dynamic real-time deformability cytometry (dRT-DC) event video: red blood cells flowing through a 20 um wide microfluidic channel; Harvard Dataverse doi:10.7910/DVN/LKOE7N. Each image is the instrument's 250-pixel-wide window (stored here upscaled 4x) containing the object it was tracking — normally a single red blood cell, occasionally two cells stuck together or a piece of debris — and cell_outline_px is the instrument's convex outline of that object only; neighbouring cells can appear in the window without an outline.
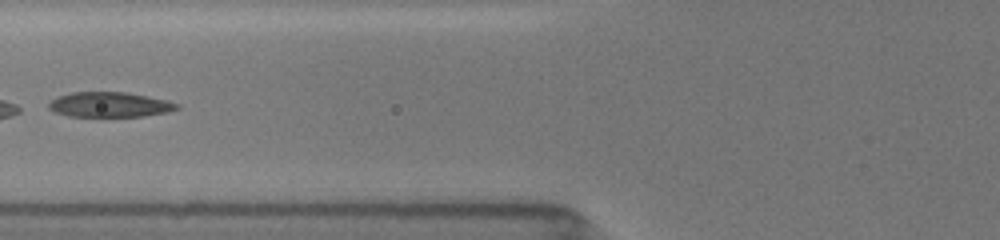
{"species": "common noctule bat (a hibernating species)", "species_latin": "Nyctalus noctula", "temperature_condition": "room temperature", "stored_images_in_passage": 6, "camera_frame_rate_fps": 3000, "um_per_image_px": 0.085, "animal": {"sex": "female", "body_mass_g": 19.5, "forearm_length_mm": 54.1}, "frame": {"image": 1, "passage_image": 3, "time_ms": 0.667, "image_size_px": [1000, 240], "cell_outline_px": [[180, 108], [164, 112], [144, 116], [68, 116], [56, 112], [48, 108], [48, 104], [56, 96], [72, 92], [128, 92], [168, 100], [180, 104]], "centroid_in_image_um": [9.32, 8.88], "position_along_channel_um": 116.5, "area_um2": 18.67}}
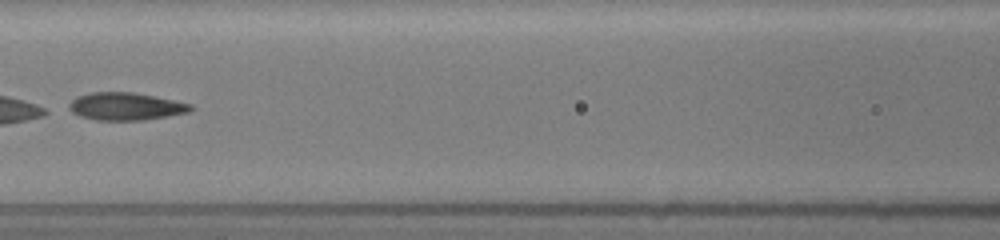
{"frame": {"image": 2, "passage_image": 5, "time_ms": 1.333, "image_size_px": [1000, 240], "cell_outline_px": [[196, 108], [188, 112], [144, 120], [96, 120], [80, 116], [72, 112], [68, 108], [68, 104], [76, 96], [88, 92], [132, 92], [156, 96], [192, 104]], "centroid_in_image_um": [10.68, 9.03], "position_along_channel_um": 155.9, "area_um2": 19.71}}